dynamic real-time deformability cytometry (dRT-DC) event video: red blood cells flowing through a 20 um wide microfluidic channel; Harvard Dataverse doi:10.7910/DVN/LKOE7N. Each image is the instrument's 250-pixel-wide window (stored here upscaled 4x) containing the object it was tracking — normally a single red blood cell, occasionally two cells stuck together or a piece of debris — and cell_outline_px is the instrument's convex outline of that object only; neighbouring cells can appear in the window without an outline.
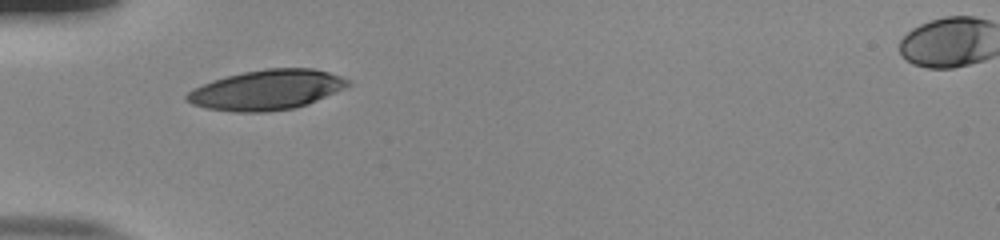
{"species": "human", "species_latin": "Homo sapiens", "temperature_condition": "room temperature", "stored_images_in_passage": 30, "camera_frame_rate_fps": 3000, "um_per_image_px": 0.085, "donor": {"sex": "male"}, "frame": {"image": 1, "passage_image": 1, "time_ms": 0.0, "image_size_px": [1000, 240], "cell_outline_px": [[352, 84], [344, 88], [308, 104], [292, 108], [268, 112], [232, 112], [204, 108], [192, 104], [184, 100], [184, 96], [192, 88], [212, 80], [244, 72], [264, 68], [312, 68], [328, 72], [352, 80]], "centroid_in_image_um": [22.64, 7.64], "position_along_channel_um": 62.4, "area_um2": 37.74}}
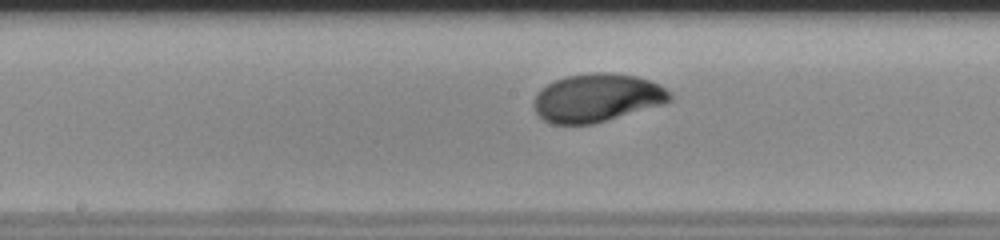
{"frame": {"image": 2, "passage_image": 12, "time_ms": 3.667, "image_size_px": [1000, 240], "cell_outline_px": [[672, 100], [664, 104], [592, 124], [552, 124], [544, 120], [536, 112], [532, 104], [532, 100], [540, 88], [556, 80], [568, 76], [592, 72], [612, 72], [636, 76], [660, 84], [672, 92]], "centroid_in_image_um": [50.75, 8.31], "position_along_channel_um": 197.4, "area_um2": 38.44}}
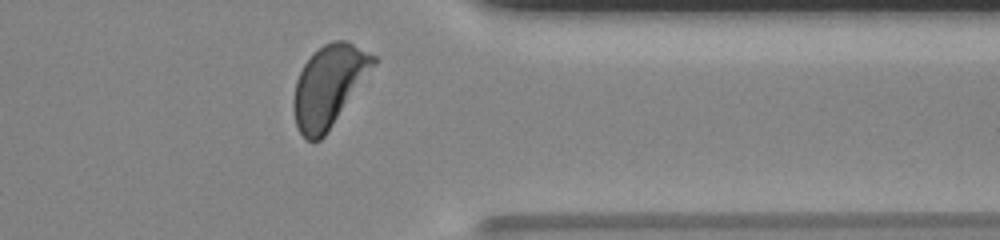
{"frame": {"image": 3, "passage_image": 27, "time_ms": 8.667, "image_size_px": [1000, 240], "cell_outline_px": [[376, 64], [324, 136], [320, 140], [308, 140], [300, 132], [296, 124], [292, 108], [292, 100], [296, 80], [304, 64], [324, 44], [332, 40], [344, 40], [376, 56]], "centroid_in_image_um": [27.93, 7.3], "position_along_channel_um": 383.5, "area_um2": 37.05}, "authors_computed_cell_mechanics": {"area_um2": 37.9457, "velocity_mm_per_s": 3.824, "shape_relaxation_time_tau1_ms": 2.1255, "shape_relaxation_time_tau2_ms": null, "deformation_change_tau1": 0.151, "deformation_change_tau2": null}}